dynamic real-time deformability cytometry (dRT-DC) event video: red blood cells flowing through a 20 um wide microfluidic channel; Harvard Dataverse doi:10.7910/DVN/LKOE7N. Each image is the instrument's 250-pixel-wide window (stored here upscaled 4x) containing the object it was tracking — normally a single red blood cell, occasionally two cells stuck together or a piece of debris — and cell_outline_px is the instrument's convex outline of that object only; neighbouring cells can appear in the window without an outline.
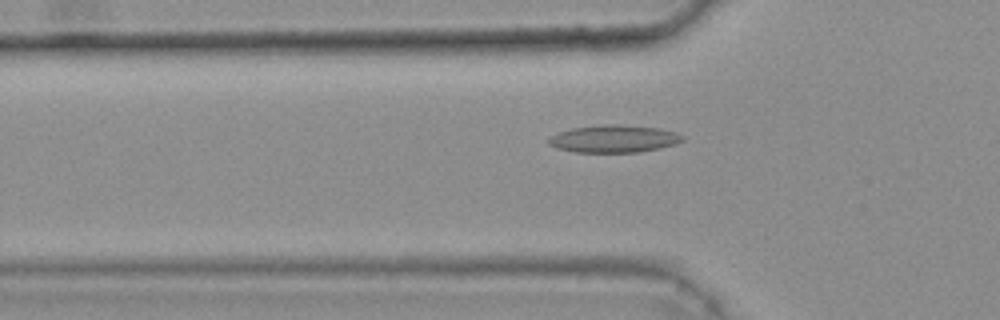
{"species": "common noctule bat (a hibernating species)", "species_latin": "Nyctalus noctula", "temperature_condition": "warm", "stored_images_in_passage": 48, "camera_frame_rate_fps": 3000, "um_per_image_px": 0.085, "animal": {"sex": "female", "body_mass_g": 25.1}, "frame": {"image": 1, "passage_image": 17, "time_ms": 5.333, "image_size_px": [1000, 320], "cell_outline_px": [[684, 140], [676, 144], [660, 148], [640, 152], [576, 152], [556, 148], [548, 144], [548, 140], [552, 136], [560, 132], [572, 128], [604, 124], [620, 124], [660, 128], [676, 132], [684, 136]], "centroid_in_image_um": [52.22, 11.79], "position_along_channel_um": 73.6, "area_um2": 21.5}}
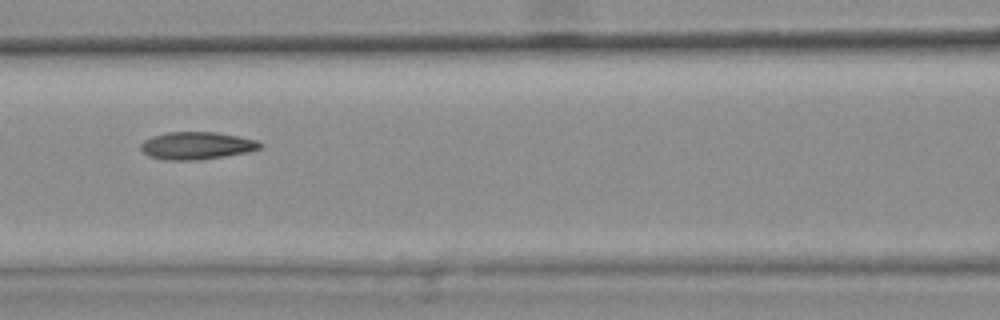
{"frame": {"image": 2, "passage_image": 23, "time_ms": 7.333, "image_size_px": [1000, 320], "cell_outline_px": [[264, 144], [260, 148], [248, 152], [200, 160], [164, 160], [148, 156], [140, 148], [140, 144], [144, 140], [152, 136], [168, 132], [216, 132], [240, 136], [256, 140]], "centroid_in_image_um": [16.72, 12.38], "position_along_channel_um": 149.9, "area_um2": 19.25}}
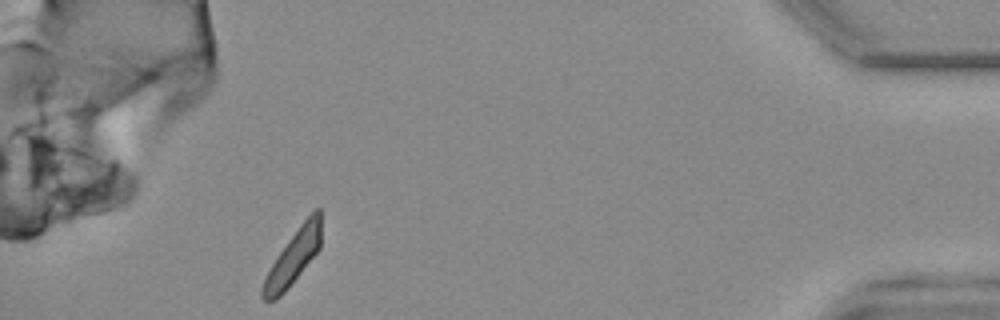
{"frame": {"image": 3, "passage_image": 48, "time_ms": 15.667, "image_size_px": [1000, 320], "cell_outline_px": [[320, 248], [288, 288], [276, 300], [264, 300], [260, 296], [260, 288], [272, 264], [288, 240], [300, 224], [316, 208], [320, 208]], "centroid_in_image_um": [24.9, 21.9], "position_along_channel_um": 410.3, "area_um2": 17.92}, "authors_computed_cell_mechanics": {"area_um2": 19.2763, "velocity_mm_per_s": 3.7865, "shape_relaxation_time_tau1_ms": null, "shape_relaxation_time_tau2_ms": 3.1025, "deformation_change_tau1": null, "deformation_change_tau2": 0.1011}}